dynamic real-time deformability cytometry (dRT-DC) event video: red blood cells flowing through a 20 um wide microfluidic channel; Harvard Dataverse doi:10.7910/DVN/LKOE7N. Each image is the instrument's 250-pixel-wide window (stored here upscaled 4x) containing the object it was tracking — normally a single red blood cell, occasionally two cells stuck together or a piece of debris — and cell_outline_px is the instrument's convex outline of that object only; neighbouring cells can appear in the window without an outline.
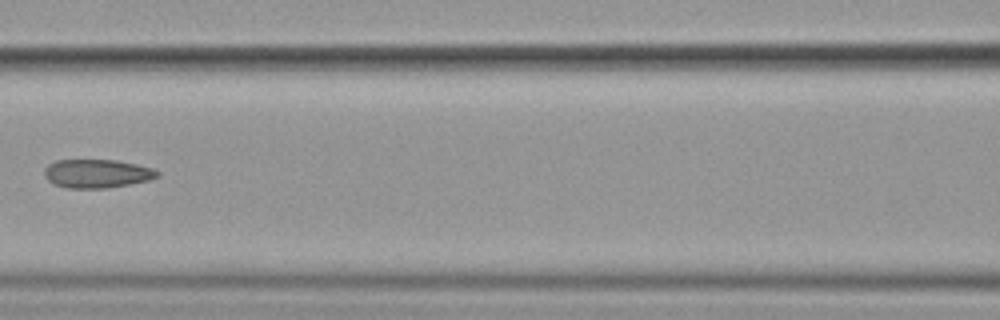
{"species": "common noctule bat (a hibernating species)", "species_latin": "Nyctalus noctula", "temperature_condition": "cold", "stored_images_in_passage": 14, "camera_frame_rate_fps": 3000, "um_per_image_px": 0.085, "animal": {"sex": "female", "body_mass_g": 19.9}, "frame": {"image": 1, "passage_image": 7, "time_ms": 8.333, "image_size_px": [1000, 320], "cell_outline_px": [[160, 176], [148, 180], [108, 188], [68, 188], [52, 184], [44, 176], [44, 168], [48, 164], [56, 160], [116, 160], [136, 164], [152, 168], [160, 172]], "centroid_in_image_um": [8.22, 14.75], "position_along_channel_um": 158.4, "area_um2": 18.9}}
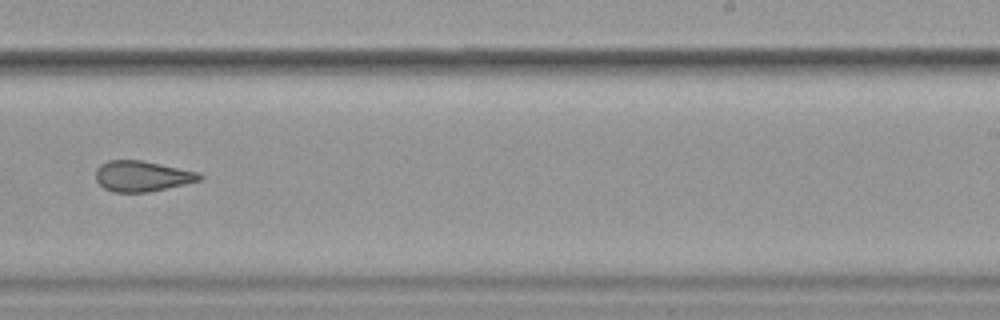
{"frame": {"image": 2, "passage_image": 10, "time_ms": 11.667, "image_size_px": [1000, 320], "cell_outline_px": [[204, 176], [200, 180], [168, 188], [148, 192], [112, 192], [104, 188], [96, 180], [96, 168], [100, 164], [108, 160], [140, 160], [200, 172]], "centroid_in_image_um": [12.07, 14.97], "position_along_channel_um": 276.9, "area_um2": 18.55}}
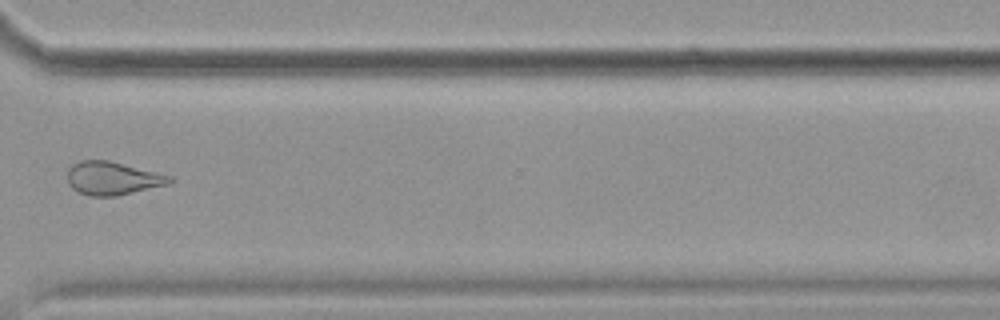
{"frame": {"image": 3, "passage_image": 12, "time_ms": 14.0, "image_size_px": [1000, 320], "cell_outline_px": [[172, 180], [168, 184], [116, 196], [88, 196], [72, 188], [68, 184], [68, 168], [72, 164], [80, 160], [108, 160], [172, 176]], "centroid_in_image_um": [9.53, 15.15], "position_along_channel_um": 361.1, "area_um2": 19.65}, "authors_computed_cell_mechanics": {"area_um2": 20.0566, "velocity_mm_per_s": 3.5817, "shape_relaxation_time_tau1_ms": null, "shape_relaxation_time_tau2_ms": 2.3604, "deformation_change_tau1": null, "deformation_change_tau2": 0.087}}